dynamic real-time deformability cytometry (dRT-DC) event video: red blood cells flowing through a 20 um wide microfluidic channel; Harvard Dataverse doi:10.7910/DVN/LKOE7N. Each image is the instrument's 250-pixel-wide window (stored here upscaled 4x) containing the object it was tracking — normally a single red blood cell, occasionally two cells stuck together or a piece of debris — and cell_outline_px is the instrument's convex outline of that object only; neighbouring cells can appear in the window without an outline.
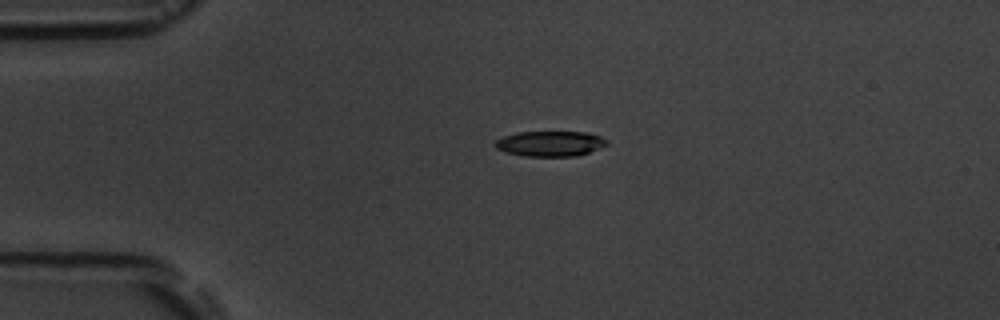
{"species": "common noctule bat (a hibernating species)", "species_latin": "Nyctalus noctula", "temperature_condition": "room temperature", "stored_images_in_passage": 3, "camera_frame_rate_fps": 3000, "um_per_image_px": 0.085, "animal": {"sex": "male", "body_mass_g": 19.5, "forearm_length_mm": 54.6}, "frame": {"image": 1, "passage_image": 1, "time_ms": 0.0, "image_size_px": [1000, 320], "cell_outline_px": [[608, 144], [600, 148], [576, 156], [524, 156], [504, 152], [496, 148], [496, 140], [504, 136], [516, 132], [588, 132], [600, 136], [608, 140]], "centroid_in_image_um": [46.78, 12.21], "position_along_channel_um": 38.2, "area_um2": 16.47}}
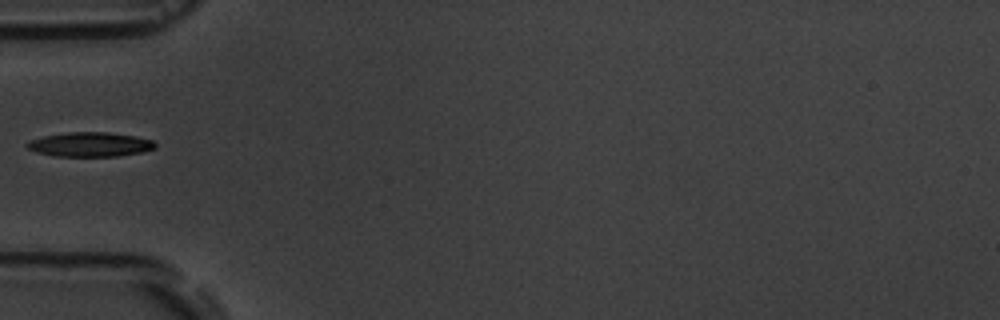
{"frame": {"image": 2, "passage_image": 3, "time_ms": 2.0, "image_size_px": [1000, 320], "cell_outline_px": [[156, 148], [140, 152], [116, 156], [52, 156], [36, 152], [28, 148], [24, 144], [28, 140], [44, 136], [68, 132], [108, 132], [136, 136], [152, 140], [156, 144]], "centroid_in_image_um": [7.62, 12.27], "position_along_channel_um": 77.4, "area_um2": 18.26}}